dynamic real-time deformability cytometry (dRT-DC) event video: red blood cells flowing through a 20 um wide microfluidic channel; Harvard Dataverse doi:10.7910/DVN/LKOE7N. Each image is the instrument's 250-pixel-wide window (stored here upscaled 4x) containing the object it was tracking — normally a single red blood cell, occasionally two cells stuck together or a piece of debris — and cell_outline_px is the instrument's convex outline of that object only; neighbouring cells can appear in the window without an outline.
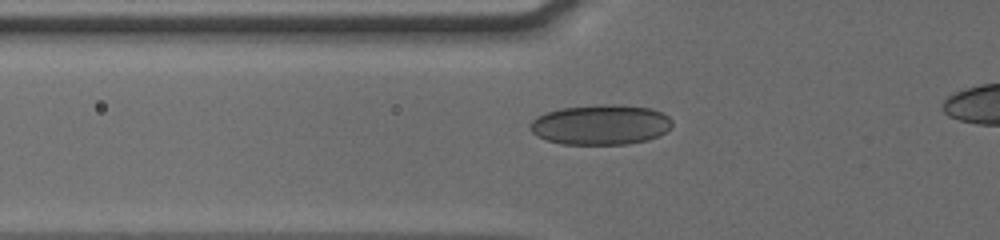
{"species": "human", "species_latin": "Homo sapiens", "temperature_condition": "cold", "stored_images_in_passage": 18, "camera_frame_rate_fps": 3000, "um_per_image_px": 0.085, "donor": {"sex": "male"}, "frame": {"image": 1, "passage_image": 13, "time_ms": 4.333, "image_size_px": [1000, 240], "cell_outline_px": [[672, 128], [648, 140], [628, 144], [560, 144], [536, 136], [532, 132], [532, 120], [536, 116], [544, 112], [560, 108], [600, 104], [620, 104], [652, 108], [668, 116], [672, 120]], "centroid_in_image_um": [51.06, 10.59], "position_along_channel_um": 74.7, "area_um2": 33.41}}
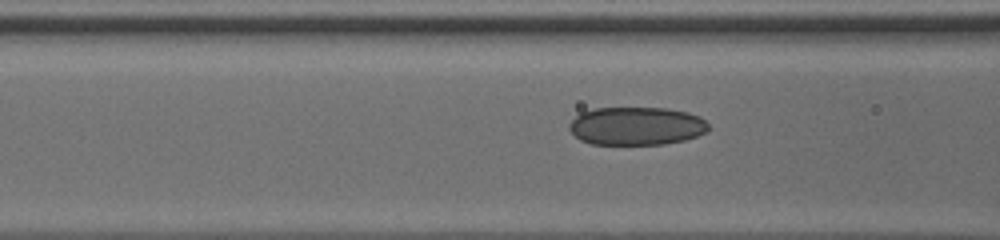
{"frame": {"image": 2, "passage_image": 16, "time_ms": 5.333, "image_size_px": [1000, 240], "cell_outline_px": [[708, 128], [704, 132], [696, 136], [684, 140], [664, 144], [592, 144], [580, 140], [568, 128], [568, 124], [580, 112], [596, 108], [668, 108], [688, 112], [700, 116], [708, 124]], "centroid_in_image_um": [54.08, 10.7], "position_along_channel_um": 112.5, "area_um2": 30.98}}